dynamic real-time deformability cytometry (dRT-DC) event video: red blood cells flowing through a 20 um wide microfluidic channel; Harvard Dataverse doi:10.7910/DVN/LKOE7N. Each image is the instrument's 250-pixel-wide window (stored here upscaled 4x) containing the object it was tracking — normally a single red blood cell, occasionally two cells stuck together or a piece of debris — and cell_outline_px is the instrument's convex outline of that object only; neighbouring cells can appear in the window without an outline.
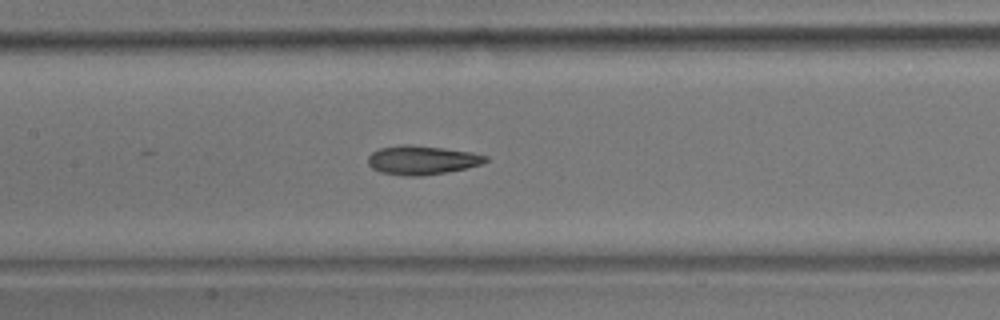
{"species": "common noctule bat (a hibernating species)", "species_latin": "Nyctalus noctula", "temperature_condition": "room temperature", "stored_images_in_passage": 35, "camera_frame_rate_fps": 3000, "um_per_image_px": 0.085, "animal": {"sex": "male", "body_mass_g": 17.9}, "frame": {"image": 1, "passage_image": 25, "time_ms": 8.0, "image_size_px": [1000, 320], "cell_outline_px": [[488, 160], [480, 164], [464, 168], [424, 176], [408, 176], [380, 172], [372, 168], [368, 164], [368, 156], [372, 152], [380, 148], [404, 144], [412, 144], [444, 148], [472, 152], [488, 156]], "centroid_in_image_um": [35.84, 13.6], "position_along_channel_um": 171.6, "area_um2": 19.77}}
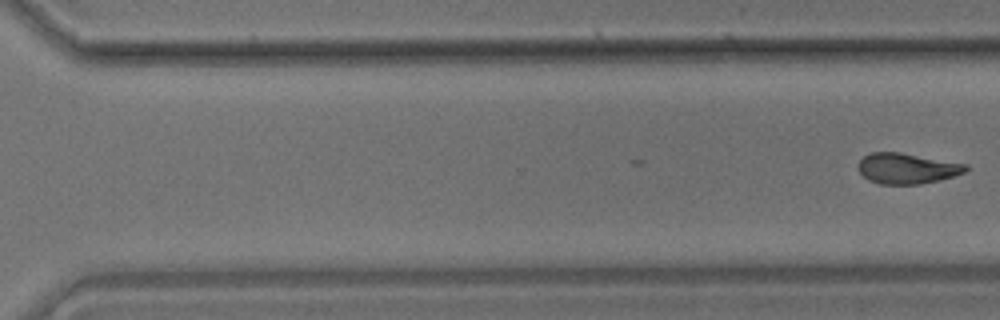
{"frame": {"image": 2, "passage_image": 35, "time_ms": 11.333, "image_size_px": [1000, 320], "cell_outline_px": [[968, 168], [964, 172], [952, 176], [920, 184], [880, 184], [868, 180], [860, 172], [860, 160], [864, 156], [872, 152], [900, 152], [968, 164]], "centroid_in_image_um": [77.1, 14.31], "position_along_channel_um": 293.5, "area_um2": 18.9}}